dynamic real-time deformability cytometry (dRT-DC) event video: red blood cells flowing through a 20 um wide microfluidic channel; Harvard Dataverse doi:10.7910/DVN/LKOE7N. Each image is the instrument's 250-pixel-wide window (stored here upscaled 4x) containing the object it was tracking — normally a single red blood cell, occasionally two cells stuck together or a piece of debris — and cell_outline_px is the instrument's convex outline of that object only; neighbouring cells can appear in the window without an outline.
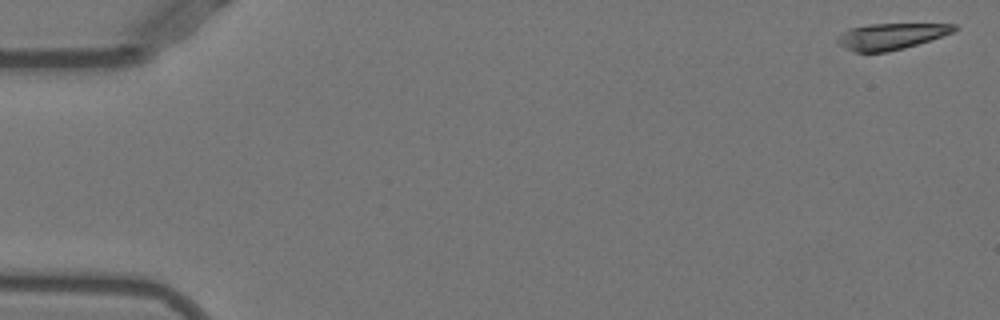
{"species": "Egyptian fruit bat (a non-hibernating species)", "species_latin": "Rousettus aegyptiacus", "temperature_condition": "warm", "stored_images_in_passage": 2, "camera_frame_rate_fps": 3000, "um_per_image_px": 0.085, "animal": {"sex": "female"}, "frame": {"image": 1, "passage_image": 1, "time_ms": 0.0, "image_size_px": [1000, 320], "cell_outline_px": [[960, 28], [952, 32], [904, 48], [888, 52], [852, 52], [836, 44], [836, 40], [848, 28], [872, 24], [956, 24]], "centroid_in_image_um": [75.68, 3.09], "position_along_channel_um": 9.3, "area_um2": 17.69}}